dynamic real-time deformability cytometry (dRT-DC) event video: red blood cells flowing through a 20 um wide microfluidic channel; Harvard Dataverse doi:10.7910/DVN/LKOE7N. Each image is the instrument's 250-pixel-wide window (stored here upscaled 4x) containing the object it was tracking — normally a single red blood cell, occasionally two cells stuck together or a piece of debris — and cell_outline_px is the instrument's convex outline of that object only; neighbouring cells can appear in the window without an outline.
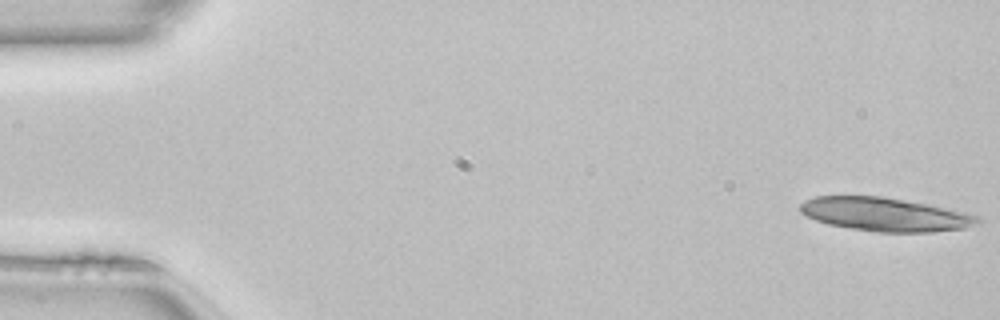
{"species": "common noctule bat (a hibernating species)", "species_latin": "Nyctalus noctula", "temperature_condition": "room temperature", "stored_images_in_passage": 50, "camera_frame_rate_fps": 3000, "um_per_image_px": 0.085, "animal": {"sex": "female", "body_mass_g": 22.7, "forearm_length_mm": 54.2}, "frame": {"image": 1, "passage_image": 1, "time_ms": 0.0, "image_size_px": [1000, 320], "cell_outline_px": [[980, 220], [964, 228], [932, 232], [876, 232], [828, 224], [816, 220], [800, 212], [800, 204], [804, 200], [816, 196], [884, 196], [928, 204], [964, 212], [980, 216]], "centroid_in_image_um": [75.2, 18.21], "position_along_channel_um": 9.8, "area_um2": 34.51}}
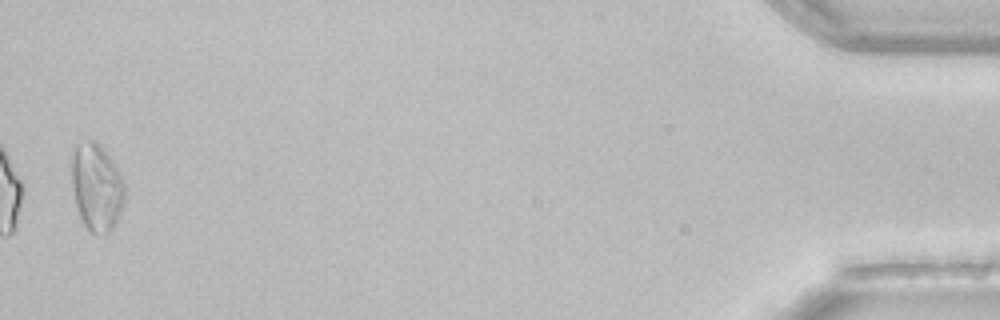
{"frame": {"image": 2, "passage_image": 49, "time_ms": 16.0, "image_size_px": [1000, 320], "cell_outline_px": [[128, 188], [124, 204], [116, 224], [112, 232], [96, 236], [88, 232], [80, 216], [76, 204], [72, 188], [72, 148], [76, 144], [88, 140], [96, 140], [100, 144], [124, 176]], "centroid_in_image_um": [8.26, 15.93], "position_along_channel_um": 426.9, "area_um2": 28.15}, "authors_computed_cell_mechanics": {"area_um2": 21.1259, "velocity_mm_per_s": 4.1221, "shape_relaxation_time_tau1_ms": 6.8596, "shape_relaxation_time_tau2_ms": 4.2972, "deformation_change_tau1": 0.212, "deformation_change_tau2": 0.147}}